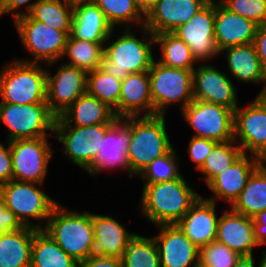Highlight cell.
<instances>
[{"label":"cell","mask_w":266,"mask_h":267,"mask_svg":"<svg viewBox=\"0 0 266 267\" xmlns=\"http://www.w3.org/2000/svg\"><path fill=\"white\" fill-rule=\"evenodd\" d=\"M33 235L27 226L0 234V267H31Z\"/></svg>","instance_id":"f1b7e54d"},{"label":"cell","mask_w":266,"mask_h":267,"mask_svg":"<svg viewBox=\"0 0 266 267\" xmlns=\"http://www.w3.org/2000/svg\"><path fill=\"white\" fill-rule=\"evenodd\" d=\"M216 241L227 245L241 256L254 255L255 241L253 218L230 210L219 216Z\"/></svg>","instance_id":"7402d4cb"},{"label":"cell","mask_w":266,"mask_h":267,"mask_svg":"<svg viewBox=\"0 0 266 267\" xmlns=\"http://www.w3.org/2000/svg\"><path fill=\"white\" fill-rule=\"evenodd\" d=\"M258 25L226 9L215 0V42L219 52L223 49L254 42Z\"/></svg>","instance_id":"603a6c76"},{"label":"cell","mask_w":266,"mask_h":267,"mask_svg":"<svg viewBox=\"0 0 266 267\" xmlns=\"http://www.w3.org/2000/svg\"><path fill=\"white\" fill-rule=\"evenodd\" d=\"M262 258L260 259L259 267H266V251H262Z\"/></svg>","instance_id":"816d5d0a"},{"label":"cell","mask_w":266,"mask_h":267,"mask_svg":"<svg viewBox=\"0 0 266 267\" xmlns=\"http://www.w3.org/2000/svg\"><path fill=\"white\" fill-rule=\"evenodd\" d=\"M56 116L47 103L14 104L0 103V122L8 128L7 141L34 139L54 135Z\"/></svg>","instance_id":"9c48e42d"},{"label":"cell","mask_w":266,"mask_h":267,"mask_svg":"<svg viewBox=\"0 0 266 267\" xmlns=\"http://www.w3.org/2000/svg\"><path fill=\"white\" fill-rule=\"evenodd\" d=\"M234 141L244 154L266 161V95H256L248 106L234 110Z\"/></svg>","instance_id":"7c38bea8"},{"label":"cell","mask_w":266,"mask_h":267,"mask_svg":"<svg viewBox=\"0 0 266 267\" xmlns=\"http://www.w3.org/2000/svg\"><path fill=\"white\" fill-rule=\"evenodd\" d=\"M104 13L109 24L116 29L133 28L145 24V17L136 8L133 0H92Z\"/></svg>","instance_id":"e575fe53"},{"label":"cell","mask_w":266,"mask_h":267,"mask_svg":"<svg viewBox=\"0 0 266 267\" xmlns=\"http://www.w3.org/2000/svg\"><path fill=\"white\" fill-rule=\"evenodd\" d=\"M74 2L70 0H40L29 15L52 29L71 34Z\"/></svg>","instance_id":"1f68e13d"},{"label":"cell","mask_w":266,"mask_h":267,"mask_svg":"<svg viewBox=\"0 0 266 267\" xmlns=\"http://www.w3.org/2000/svg\"><path fill=\"white\" fill-rule=\"evenodd\" d=\"M95 237L94 254L121 259L129 241L136 235L111 216L91 212Z\"/></svg>","instance_id":"83f0119b"},{"label":"cell","mask_w":266,"mask_h":267,"mask_svg":"<svg viewBox=\"0 0 266 267\" xmlns=\"http://www.w3.org/2000/svg\"><path fill=\"white\" fill-rule=\"evenodd\" d=\"M199 197L181 175L172 181L144 184L139 210L155 225L176 224Z\"/></svg>","instance_id":"6da1fadb"},{"label":"cell","mask_w":266,"mask_h":267,"mask_svg":"<svg viewBox=\"0 0 266 267\" xmlns=\"http://www.w3.org/2000/svg\"><path fill=\"white\" fill-rule=\"evenodd\" d=\"M210 0H159L145 17L144 26L153 34L174 32L187 23Z\"/></svg>","instance_id":"ffe728a7"},{"label":"cell","mask_w":266,"mask_h":267,"mask_svg":"<svg viewBox=\"0 0 266 267\" xmlns=\"http://www.w3.org/2000/svg\"><path fill=\"white\" fill-rule=\"evenodd\" d=\"M17 59L0 72V103L34 104L46 102L47 68Z\"/></svg>","instance_id":"5b68a950"},{"label":"cell","mask_w":266,"mask_h":267,"mask_svg":"<svg viewBox=\"0 0 266 267\" xmlns=\"http://www.w3.org/2000/svg\"><path fill=\"white\" fill-rule=\"evenodd\" d=\"M1 3V0H0ZM3 16L2 10H1V6H0V18Z\"/></svg>","instance_id":"f5cc1de1"},{"label":"cell","mask_w":266,"mask_h":267,"mask_svg":"<svg viewBox=\"0 0 266 267\" xmlns=\"http://www.w3.org/2000/svg\"><path fill=\"white\" fill-rule=\"evenodd\" d=\"M139 28L145 36L144 40L136 37L132 28H124L121 29L123 31L122 35L109 44V39H112L115 31L112 30L105 42L108 45L104 44V57L100 66L104 72L123 80L131 73L148 72L150 70L155 61L152 54L153 46H156L155 38L145 26Z\"/></svg>","instance_id":"7a4b0ae2"},{"label":"cell","mask_w":266,"mask_h":267,"mask_svg":"<svg viewBox=\"0 0 266 267\" xmlns=\"http://www.w3.org/2000/svg\"><path fill=\"white\" fill-rule=\"evenodd\" d=\"M23 227L16 215L7 209L0 200V234L8 230H19Z\"/></svg>","instance_id":"f6af8a7d"},{"label":"cell","mask_w":266,"mask_h":267,"mask_svg":"<svg viewBox=\"0 0 266 267\" xmlns=\"http://www.w3.org/2000/svg\"><path fill=\"white\" fill-rule=\"evenodd\" d=\"M78 267H122V261L116 257L93 254L86 260L78 263Z\"/></svg>","instance_id":"bcb514c9"},{"label":"cell","mask_w":266,"mask_h":267,"mask_svg":"<svg viewBox=\"0 0 266 267\" xmlns=\"http://www.w3.org/2000/svg\"><path fill=\"white\" fill-rule=\"evenodd\" d=\"M153 115H167L168 107L180 102V112L193 100V70L176 69L154 61L150 67Z\"/></svg>","instance_id":"52a82bcc"},{"label":"cell","mask_w":266,"mask_h":267,"mask_svg":"<svg viewBox=\"0 0 266 267\" xmlns=\"http://www.w3.org/2000/svg\"><path fill=\"white\" fill-rule=\"evenodd\" d=\"M173 33L189 46L198 64L211 62L220 55L215 42V0H210Z\"/></svg>","instance_id":"5bb4252c"},{"label":"cell","mask_w":266,"mask_h":267,"mask_svg":"<svg viewBox=\"0 0 266 267\" xmlns=\"http://www.w3.org/2000/svg\"><path fill=\"white\" fill-rule=\"evenodd\" d=\"M58 203L44 224V231L78 263L94 254L91 213L66 209Z\"/></svg>","instance_id":"3957f363"},{"label":"cell","mask_w":266,"mask_h":267,"mask_svg":"<svg viewBox=\"0 0 266 267\" xmlns=\"http://www.w3.org/2000/svg\"><path fill=\"white\" fill-rule=\"evenodd\" d=\"M31 267H78V262L43 229H34Z\"/></svg>","instance_id":"4dcf8cb0"},{"label":"cell","mask_w":266,"mask_h":267,"mask_svg":"<svg viewBox=\"0 0 266 267\" xmlns=\"http://www.w3.org/2000/svg\"><path fill=\"white\" fill-rule=\"evenodd\" d=\"M218 220L216 203L200 195L176 224L200 249L216 240Z\"/></svg>","instance_id":"44dd1931"},{"label":"cell","mask_w":266,"mask_h":267,"mask_svg":"<svg viewBox=\"0 0 266 267\" xmlns=\"http://www.w3.org/2000/svg\"><path fill=\"white\" fill-rule=\"evenodd\" d=\"M159 0H133L136 8L146 17L157 6Z\"/></svg>","instance_id":"681fc988"},{"label":"cell","mask_w":266,"mask_h":267,"mask_svg":"<svg viewBox=\"0 0 266 267\" xmlns=\"http://www.w3.org/2000/svg\"><path fill=\"white\" fill-rule=\"evenodd\" d=\"M241 147L234 140L218 143L206 157L201 172L206 185L219 173L232 166L242 155Z\"/></svg>","instance_id":"74e56055"},{"label":"cell","mask_w":266,"mask_h":267,"mask_svg":"<svg viewBox=\"0 0 266 267\" xmlns=\"http://www.w3.org/2000/svg\"><path fill=\"white\" fill-rule=\"evenodd\" d=\"M31 1L32 0H1L0 6L3 16L11 12L12 18L15 20L18 17L28 15L32 11L34 5L40 0ZM23 6L25 7L23 8L25 11L22 10V12H19L18 10Z\"/></svg>","instance_id":"7bdbcfd3"},{"label":"cell","mask_w":266,"mask_h":267,"mask_svg":"<svg viewBox=\"0 0 266 267\" xmlns=\"http://www.w3.org/2000/svg\"><path fill=\"white\" fill-rule=\"evenodd\" d=\"M226 9L253 21L266 24V0H218Z\"/></svg>","instance_id":"60d3db41"},{"label":"cell","mask_w":266,"mask_h":267,"mask_svg":"<svg viewBox=\"0 0 266 267\" xmlns=\"http://www.w3.org/2000/svg\"><path fill=\"white\" fill-rule=\"evenodd\" d=\"M182 116L193 131V137L224 143L234 140V110L193 100L182 111Z\"/></svg>","instance_id":"8fae6325"},{"label":"cell","mask_w":266,"mask_h":267,"mask_svg":"<svg viewBox=\"0 0 266 267\" xmlns=\"http://www.w3.org/2000/svg\"><path fill=\"white\" fill-rule=\"evenodd\" d=\"M104 44L75 39L68 36L62 59L66 58V64L74 66L85 72H91L101 66L104 57Z\"/></svg>","instance_id":"836d02e7"},{"label":"cell","mask_w":266,"mask_h":267,"mask_svg":"<svg viewBox=\"0 0 266 267\" xmlns=\"http://www.w3.org/2000/svg\"><path fill=\"white\" fill-rule=\"evenodd\" d=\"M255 241L258 246L266 245V210L253 217Z\"/></svg>","instance_id":"c3c4849f"},{"label":"cell","mask_w":266,"mask_h":267,"mask_svg":"<svg viewBox=\"0 0 266 267\" xmlns=\"http://www.w3.org/2000/svg\"><path fill=\"white\" fill-rule=\"evenodd\" d=\"M71 2H77V1H87V0H70Z\"/></svg>","instance_id":"db71d44e"},{"label":"cell","mask_w":266,"mask_h":267,"mask_svg":"<svg viewBox=\"0 0 266 267\" xmlns=\"http://www.w3.org/2000/svg\"><path fill=\"white\" fill-rule=\"evenodd\" d=\"M13 23L24 49L33 57L15 59L26 63L45 62L48 68L62 59L68 38L64 31L52 29L29 14L16 18Z\"/></svg>","instance_id":"ba28073f"},{"label":"cell","mask_w":266,"mask_h":267,"mask_svg":"<svg viewBox=\"0 0 266 267\" xmlns=\"http://www.w3.org/2000/svg\"><path fill=\"white\" fill-rule=\"evenodd\" d=\"M114 123L93 126L54 125V138L63 144V156L86 172L98 157L106 132Z\"/></svg>","instance_id":"30bf717a"},{"label":"cell","mask_w":266,"mask_h":267,"mask_svg":"<svg viewBox=\"0 0 266 267\" xmlns=\"http://www.w3.org/2000/svg\"><path fill=\"white\" fill-rule=\"evenodd\" d=\"M118 119L114 110L106 103L86 93L56 117L55 125L85 127L115 123Z\"/></svg>","instance_id":"4316f807"},{"label":"cell","mask_w":266,"mask_h":267,"mask_svg":"<svg viewBox=\"0 0 266 267\" xmlns=\"http://www.w3.org/2000/svg\"><path fill=\"white\" fill-rule=\"evenodd\" d=\"M43 184L10 180L0 185V200L12 211L23 226L44 229V223L59 203L46 194L39 186ZM38 220L34 223L31 220Z\"/></svg>","instance_id":"8992f818"},{"label":"cell","mask_w":266,"mask_h":267,"mask_svg":"<svg viewBox=\"0 0 266 267\" xmlns=\"http://www.w3.org/2000/svg\"><path fill=\"white\" fill-rule=\"evenodd\" d=\"M122 267H160L159 252L153 237L136 234L128 243Z\"/></svg>","instance_id":"8d00e7d4"},{"label":"cell","mask_w":266,"mask_h":267,"mask_svg":"<svg viewBox=\"0 0 266 267\" xmlns=\"http://www.w3.org/2000/svg\"><path fill=\"white\" fill-rule=\"evenodd\" d=\"M152 116L153 101L150 94L148 72L131 73L121 83L118 118Z\"/></svg>","instance_id":"cb8c5ba5"},{"label":"cell","mask_w":266,"mask_h":267,"mask_svg":"<svg viewBox=\"0 0 266 267\" xmlns=\"http://www.w3.org/2000/svg\"><path fill=\"white\" fill-rule=\"evenodd\" d=\"M253 44L262 66L266 69V24L258 26Z\"/></svg>","instance_id":"7dc6e473"},{"label":"cell","mask_w":266,"mask_h":267,"mask_svg":"<svg viewBox=\"0 0 266 267\" xmlns=\"http://www.w3.org/2000/svg\"><path fill=\"white\" fill-rule=\"evenodd\" d=\"M253 255L240 256L235 267H256Z\"/></svg>","instance_id":"f907efd6"},{"label":"cell","mask_w":266,"mask_h":267,"mask_svg":"<svg viewBox=\"0 0 266 267\" xmlns=\"http://www.w3.org/2000/svg\"><path fill=\"white\" fill-rule=\"evenodd\" d=\"M178 158L179 156H177V152L173 148L169 153L152 161L138 176L143 180V184H154L178 179L182 175L178 167Z\"/></svg>","instance_id":"f35d334b"},{"label":"cell","mask_w":266,"mask_h":267,"mask_svg":"<svg viewBox=\"0 0 266 267\" xmlns=\"http://www.w3.org/2000/svg\"><path fill=\"white\" fill-rule=\"evenodd\" d=\"M216 66L200 64L193 70L194 100L221 105L232 110L239 106L233 80Z\"/></svg>","instance_id":"2e32d148"},{"label":"cell","mask_w":266,"mask_h":267,"mask_svg":"<svg viewBox=\"0 0 266 267\" xmlns=\"http://www.w3.org/2000/svg\"><path fill=\"white\" fill-rule=\"evenodd\" d=\"M169 137L166 116H131L127 160L132 177L138 176L152 161L174 148Z\"/></svg>","instance_id":"277c9868"},{"label":"cell","mask_w":266,"mask_h":267,"mask_svg":"<svg viewBox=\"0 0 266 267\" xmlns=\"http://www.w3.org/2000/svg\"><path fill=\"white\" fill-rule=\"evenodd\" d=\"M219 53H225L228 73L237 82L264 83L258 95H266V69L262 66L253 43L229 47Z\"/></svg>","instance_id":"484cf974"},{"label":"cell","mask_w":266,"mask_h":267,"mask_svg":"<svg viewBox=\"0 0 266 267\" xmlns=\"http://www.w3.org/2000/svg\"><path fill=\"white\" fill-rule=\"evenodd\" d=\"M156 242L160 267H198L199 248L192 243L177 224L157 225Z\"/></svg>","instance_id":"ac0fdd59"},{"label":"cell","mask_w":266,"mask_h":267,"mask_svg":"<svg viewBox=\"0 0 266 267\" xmlns=\"http://www.w3.org/2000/svg\"><path fill=\"white\" fill-rule=\"evenodd\" d=\"M114 28L92 0L74 2L71 36L94 43H105Z\"/></svg>","instance_id":"d4e9b609"},{"label":"cell","mask_w":266,"mask_h":267,"mask_svg":"<svg viewBox=\"0 0 266 267\" xmlns=\"http://www.w3.org/2000/svg\"><path fill=\"white\" fill-rule=\"evenodd\" d=\"M52 150L48 137L10 141L12 179L44 184Z\"/></svg>","instance_id":"4fadbf2b"},{"label":"cell","mask_w":266,"mask_h":267,"mask_svg":"<svg viewBox=\"0 0 266 267\" xmlns=\"http://www.w3.org/2000/svg\"><path fill=\"white\" fill-rule=\"evenodd\" d=\"M263 162V160L254 155L243 154L232 166L217 174L207 184L213 196L206 199L215 203L218 199H223L231 206L246 186L252 173Z\"/></svg>","instance_id":"d6986e66"},{"label":"cell","mask_w":266,"mask_h":267,"mask_svg":"<svg viewBox=\"0 0 266 267\" xmlns=\"http://www.w3.org/2000/svg\"><path fill=\"white\" fill-rule=\"evenodd\" d=\"M5 145L0 142V185L12 180L13 175L10 142Z\"/></svg>","instance_id":"ee69618b"},{"label":"cell","mask_w":266,"mask_h":267,"mask_svg":"<svg viewBox=\"0 0 266 267\" xmlns=\"http://www.w3.org/2000/svg\"><path fill=\"white\" fill-rule=\"evenodd\" d=\"M155 45L160 47L161 57L159 63L184 70H194L197 61L192 55L188 45L173 32H165L154 35Z\"/></svg>","instance_id":"d6a6232c"},{"label":"cell","mask_w":266,"mask_h":267,"mask_svg":"<svg viewBox=\"0 0 266 267\" xmlns=\"http://www.w3.org/2000/svg\"><path fill=\"white\" fill-rule=\"evenodd\" d=\"M241 255L227 245L212 241L199 249V264L202 267H235Z\"/></svg>","instance_id":"ab89813d"},{"label":"cell","mask_w":266,"mask_h":267,"mask_svg":"<svg viewBox=\"0 0 266 267\" xmlns=\"http://www.w3.org/2000/svg\"><path fill=\"white\" fill-rule=\"evenodd\" d=\"M230 208L251 218L266 210V161L252 173Z\"/></svg>","instance_id":"f546056e"},{"label":"cell","mask_w":266,"mask_h":267,"mask_svg":"<svg viewBox=\"0 0 266 267\" xmlns=\"http://www.w3.org/2000/svg\"><path fill=\"white\" fill-rule=\"evenodd\" d=\"M52 71L47 69L46 102L58 117L80 96L87 93V72L63 62Z\"/></svg>","instance_id":"9a60e30c"},{"label":"cell","mask_w":266,"mask_h":267,"mask_svg":"<svg viewBox=\"0 0 266 267\" xmlns=\"http://www.w3.org/2000/svg\"><path fill=\"white\" fill-rule=\"evenodd\" d=\"M122 80L104 72L100 67L87 74V93L106 103L118 118Z\"/></svg>","instance_id":"d590c367"},{"label":"cell","mask_w":266,"mask_h":267,"mask_svg":"<svg viewBox=\"0 0 266 267\" xmlns=\"http://www.w3.org/2000/svg\"><path fill=\"white\" fill-rule=\"evenodd\" d=\"M188 144V156L192 163L195 164L196 170H198L204 163L206 157L210 154L212 149L218 144V142L210 139L190 137Z\"/></svg>","instance_id":"b9f144b4"},{"label":"cell","mask_w":266,"mask_h":267,"mask_svg":"<svg viewBox=\"0 0 266 267\" xmlns=\"http://www.w3.org/2000/svg\"><path fill=\"white\" fill-rule=\"evenodd\" d=\"M130 139L131 117L119 118L106 132L96 162L87 174L96 177L102 171L120 168L124 172L127 171L129 178H132L127 160Z\"/></svg>","instance_id":"e0dca14e"}]
</instances>
